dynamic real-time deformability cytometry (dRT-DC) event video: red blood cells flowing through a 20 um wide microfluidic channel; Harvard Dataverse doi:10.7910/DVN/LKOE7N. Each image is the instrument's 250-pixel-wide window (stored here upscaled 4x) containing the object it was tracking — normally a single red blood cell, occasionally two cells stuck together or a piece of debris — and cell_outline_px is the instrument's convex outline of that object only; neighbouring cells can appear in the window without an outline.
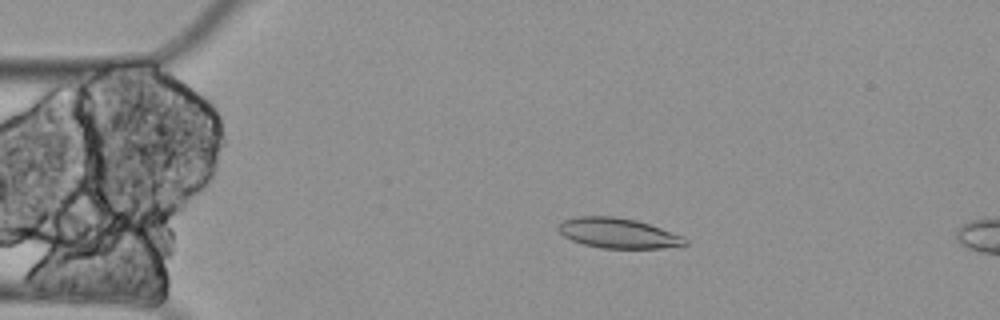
{"species": "Egyptian fruit bat (a non-hibernating species)", "species_latin": "Rousettus aegyptiacus", "temperature_condition": "cold", "stored_images_in_passage": 61, "segment_of_instrument_passage": [1, 2], "camera_frame_rate_fps": 3000, "um_per_image_px": 0.085, "animal": {"sex": "female"}, "frame": {"image": 1, "passage_image": 12, "time_ms": 3.667, "image_size_px": [1000, 320], "cell_outline_px": [[688, 244], [660, 248], [600, 248], [584, 244], [572, 240], [564, 236], [556, 228], [556, 224], [564, 220], [580, 216], [612, 216], [636, 220], [684, 236], [688, 240]], "centroid_in_image_um": [52.52, 19.81], "position_along_channel_um": 32.5, "area_um2": 22.14}}
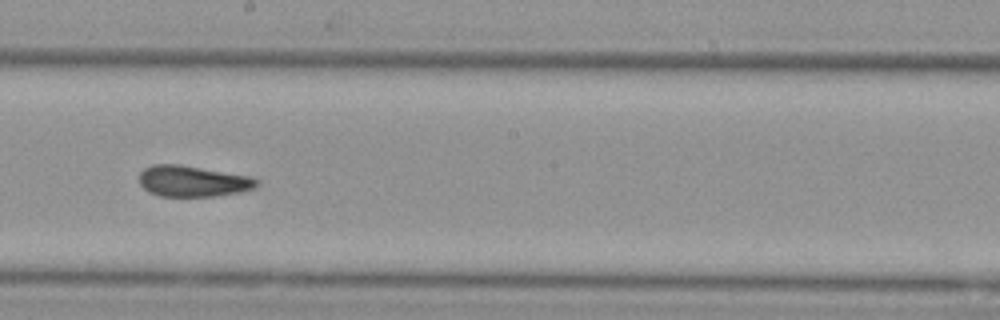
{"frame": {"image": 2, "passage_image": 33, "time_ms": 10.667, "image_size_px": [1000, 320], "cell_outline_px": [[260, 184], [252, 188], [240, 192], [216, 196], [160, 196], [148, 192], [140, 184], [140, 172], [144, 168], [152, 164], [180, 164], [252, 176], [260, 180]], "centroid_in_image_um": [16.41, 15.39], "position_along_channel_um": 231.8, "area_um2": 21.44}}
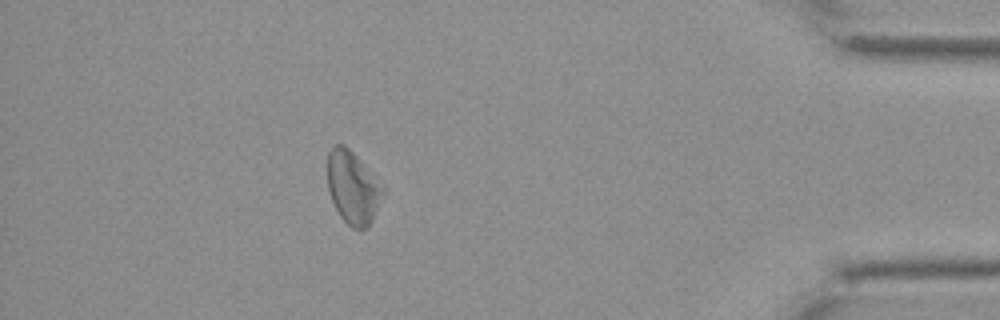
{"frame": {"image": 3, "passage_image": 53, "time_ms": 17.333, "image_size_px": [1000, 320], "cell_outline_px": [[384, 192], [372, 220], [360, 232], [352, 228], [340, 216], [332, 200], [328, 188], [328, 152], [336, 144], [344, 144], [356, 156], [384, 188]], "centroid_in_image_um": [29.97, 15.96], "position_along_channel_um": 405.2, "area_um2": 22.95}}